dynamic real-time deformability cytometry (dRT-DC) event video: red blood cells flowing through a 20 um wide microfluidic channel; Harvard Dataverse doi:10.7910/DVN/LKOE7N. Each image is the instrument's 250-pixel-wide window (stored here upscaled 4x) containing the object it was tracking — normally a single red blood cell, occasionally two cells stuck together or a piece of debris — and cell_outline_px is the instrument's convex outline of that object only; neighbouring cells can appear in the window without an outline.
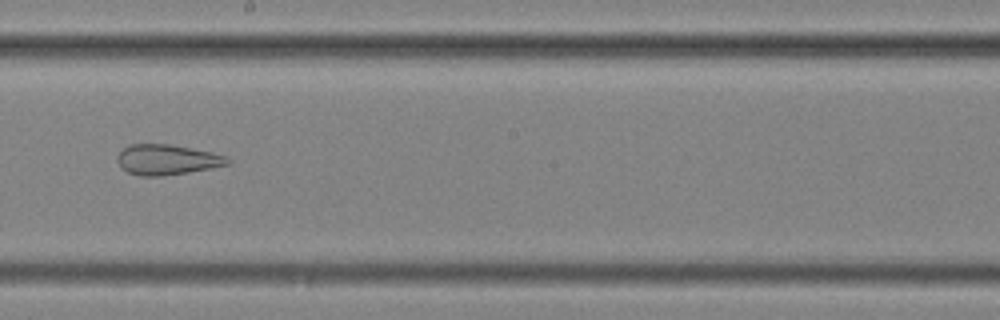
{"species": "common noctule bat (a hibernating species)", "species_latin": "Nyctalus noctula", "temperature_condition": "cold", "stored_images_in_passage": 44, "camera_frame_rate_fps": 3000, "um_per_image_px": 0.085, "animal": {"sex": "female", "body_mass_g": 25.1}, "frame": {"image": 1, "passage_image": 20, "time_ms": 6.333, "image_size_px": [1000, 320], "cell_outline_px": [[232, 160], [228, 164], [188, 172], [160, 176], [140, 176], [128, 172], [120, 168], [116, 160], [116, 156], [128, 144], [168, 144], [192, 148], [212, 152], [228, 156]], "centroid_in_image_um": [14.16, 13.56], "position_along_channel_um": 234.0, "area_um2": 19.54}}
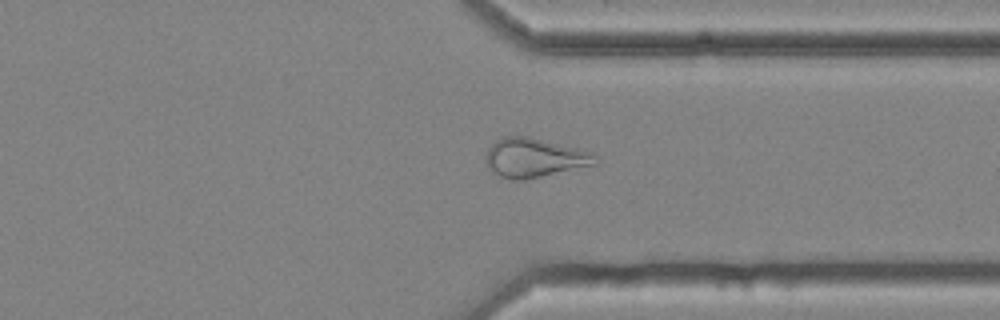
{"frame": {"image": 2, "passage_image": 31, "time_ms": 10.0, "image_size_px": [1000, 320], "cell_outline_px": [[600, 160], [596, 164], [524, 180], [512, 180], [500, 176], [492, 172], [488, 168], [484, 156], [488, 148], [496, 140], [504, 136], [528, 136], [596, 152], [600, 156]], "centroid_in_image_um": [45.45, 13.4], "position_along_channel_um": 365.9, "area_um2": 25.37}, "authors_computed_cell_mechanics": {"area_um2": 26.2701, "velocity_mm_per_s": 3.578, "shape_relaxation_time_tau1_ms": null, "shape_relaxation_time_tau2_ms": 2.1482, "deformation_change_tau1": null, "deformation_change_tau2": 0.1171}}